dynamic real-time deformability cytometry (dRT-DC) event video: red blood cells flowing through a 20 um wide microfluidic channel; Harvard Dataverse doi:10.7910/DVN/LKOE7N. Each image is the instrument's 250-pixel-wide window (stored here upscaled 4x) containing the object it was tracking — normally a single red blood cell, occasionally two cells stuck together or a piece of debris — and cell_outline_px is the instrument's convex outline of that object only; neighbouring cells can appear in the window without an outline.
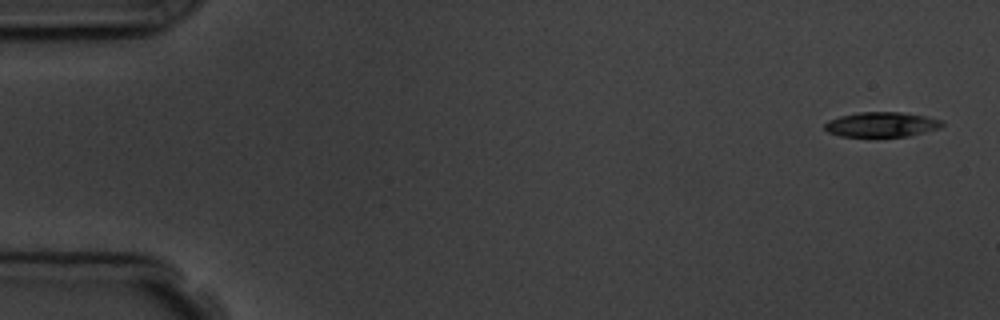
{"species": "common noctule bat (a hibernating species)", "species_latin": "Nyctalus noctula", "temperature_condition": "room temperature", "stored_images_in_passage": 6, "segment_of_instrument_passage": [1, 2], "camera_frame_rate_fps": 3000, "um_per_image_px": 0.085, "animal": {"sex": "male", "body_mass_g": 19.5, "forearm_length_mm": 54.6}, "frame": {"image": 1, "passage_image": 1, "time_ms": 0.0, "image_size_px": [1000, 320], "cell_outline_px": [[944, 124], [940, 128], [908, 136], [876, 140], [840, 136], [828, 132], [824, 128], [824, 124], [828, 120], [840, 116], [860, 112], [900, 112], [924, 116], [944, 120]], "centroid_in_image_um": [74.9, 10.64], "position_along_channel_um": 10.1, "area_um2": 17.92}}
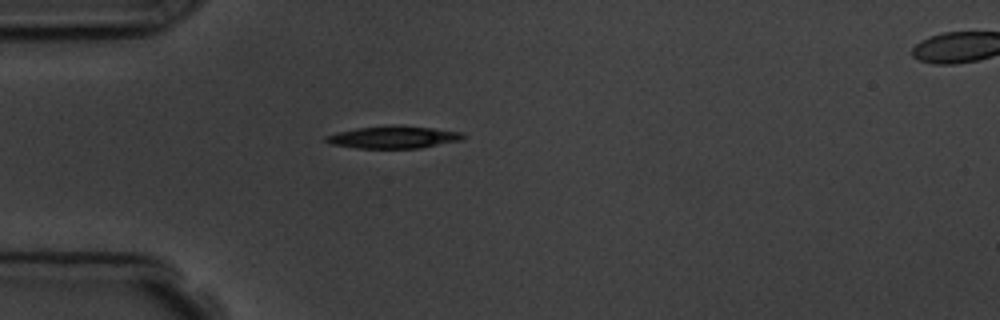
{"frame": {"image": 2, "passage_image": 5, "time_ms": 4.333, "image_size_px": [1000, 320], "cell_outline_px": [[464, 140], [420, 148], [356, 148], [332, 144], [324, 140], [324, 136], [336, 132], [356, 128], [432, 128], [464, 132]], "centroid_in_image_um": [33.45, 11.71], "position_along_channel_um": 51.5, "area_um2": 16.99}}